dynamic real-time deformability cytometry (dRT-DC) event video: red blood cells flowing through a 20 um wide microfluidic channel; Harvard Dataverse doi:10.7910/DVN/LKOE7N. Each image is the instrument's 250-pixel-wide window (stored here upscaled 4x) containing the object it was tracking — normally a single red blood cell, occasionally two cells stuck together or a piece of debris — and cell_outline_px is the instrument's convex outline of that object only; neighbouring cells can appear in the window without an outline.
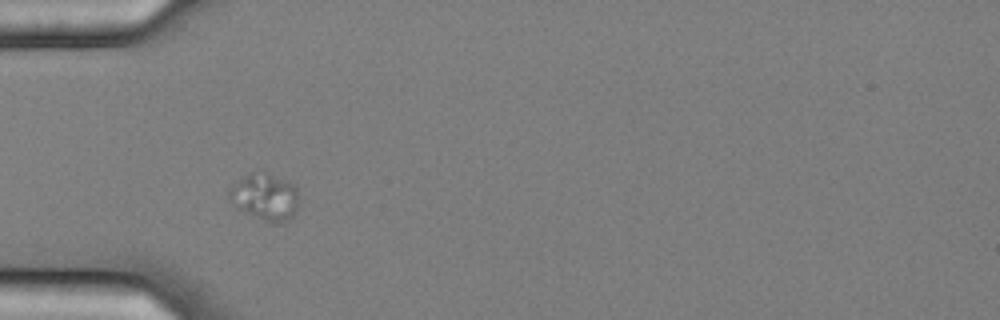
{"species": "common noctule bat (a hibernating species)", "species_latin": "Nyctalus noctula", "temperature_condition": "cold", "stored_images_in_passage": 3, "camera_frame_rate_fps": 3000, "um_per_image_px": 0.085, "animal": {"sex": "female", "body_mass_g": 25.1}, "frame": {"image": 1, "passage_image": 1, "time_ms": 0.0, "image_size_px": [1000, 320], "cell_outline_px": [[296, 212], [288, 220], [276, 224], [272, 224], [236, 208], [228, 196], [228, 188], [232, 184], [248, 172], [264, 168], [296, 184]], "centroid_in_image_um": [22.5, 16.66], "position_along_channel_um": 62.5, "area_um2": 19.77}}